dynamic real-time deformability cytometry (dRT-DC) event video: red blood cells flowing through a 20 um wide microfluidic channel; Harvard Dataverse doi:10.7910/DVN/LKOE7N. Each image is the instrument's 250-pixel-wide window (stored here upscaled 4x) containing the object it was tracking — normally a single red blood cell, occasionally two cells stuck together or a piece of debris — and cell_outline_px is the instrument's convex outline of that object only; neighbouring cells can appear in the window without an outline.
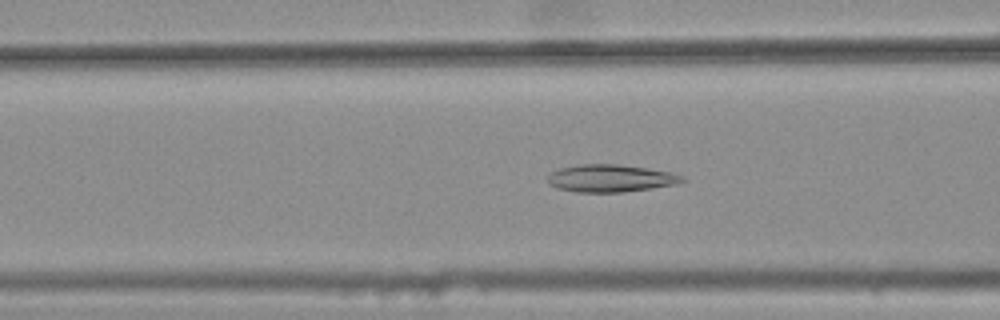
{"species": "common noctule bat (a hibernating species)", "species_latin": "Nyctalus noctula", "temperature_condition": "warm", "stored_images_in_passage": 45, "camera_frame_rate_fps": 3000, "um_per_image_px": 0.085, "animal": {"sex": "female", "body_mass_g": 25.1}, "frame": {"image": 1, "passage_image": 21, "time_ms": 6.667, "image_size_px": [1000, 320], "cell_outline_px": [[684, 180], [676, 184], [652, 188], [624, 192], [576, 192], [556, 188], [548, 184], [548, 176], [552, 172], [560, 168], [580, 164], [616, 164], [648, 168], [672, 172], [684, 176]], "centroid_in_image_um": [51.89, 15.15], "position_along_channel_um": 114.7, "area_um2": 21.56}}
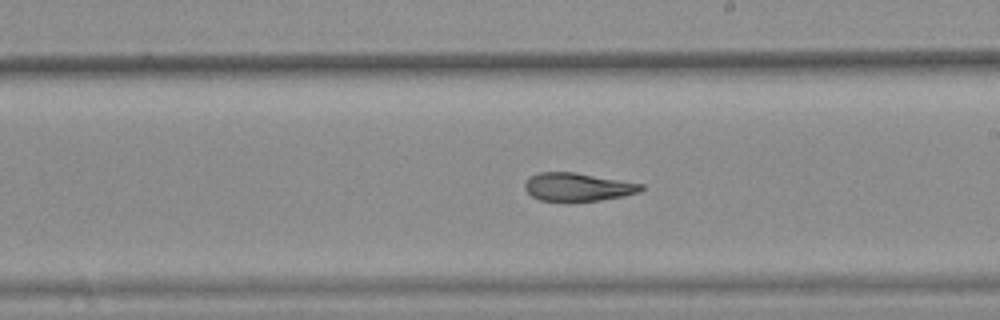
{"frame": {"image": 2, "passage_image": 31, "time_ms": 10.0, "image_size_px": [1000, 320], "cell_outline_px": [[644, 188], [640, 192], [624, 196], [600, 200], [568, 204], [540, 200], [532, 196], [524, 188], [524, 184], [532, 176], [540, 172], [576, 172], [644, 184]], "centroid_in_image_um": [49.12, 15.93], "position_along_channel_um": 239.9, "area_um2": 19.71}}
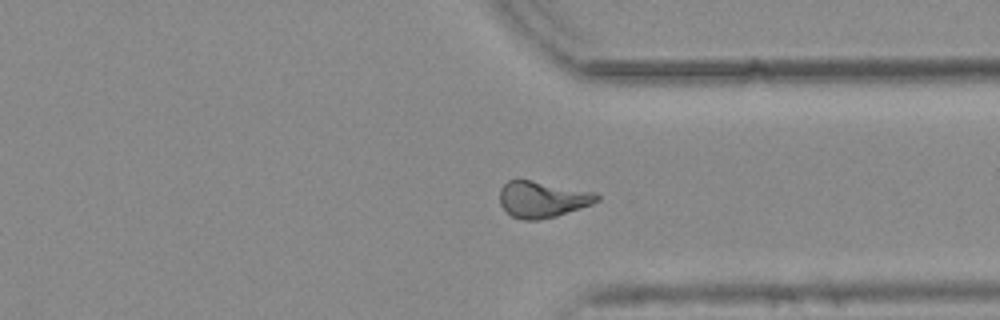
{"frame": {"image": 3, "passage_image": 41, "time_ms": 13.333, "image_size_px": [1000, 320], "cell_outline_px": [[600, 200], [592, 204], [556, 216], [536, 220], [524, 220], [512, 216], [500, 204], [500, 188], [508, 180], [532, 180], [596, 192], [600, 196]], "centroid_in_image_um": [46.12, 16.93], "position_along_channel_um": 365.3, "area_um2": 20.52}, "authors_computed_cell_mechanics": {"area_um2": 20.7502, "velocity_mm_per_s": 3.7653, "shape_relaxation_time_tau1_ms": null, "shape_relaxation_time_tau2_ms": 3.3793, "deformation_change_tau1": null, "deformation_change_tau2": 0.1003}}